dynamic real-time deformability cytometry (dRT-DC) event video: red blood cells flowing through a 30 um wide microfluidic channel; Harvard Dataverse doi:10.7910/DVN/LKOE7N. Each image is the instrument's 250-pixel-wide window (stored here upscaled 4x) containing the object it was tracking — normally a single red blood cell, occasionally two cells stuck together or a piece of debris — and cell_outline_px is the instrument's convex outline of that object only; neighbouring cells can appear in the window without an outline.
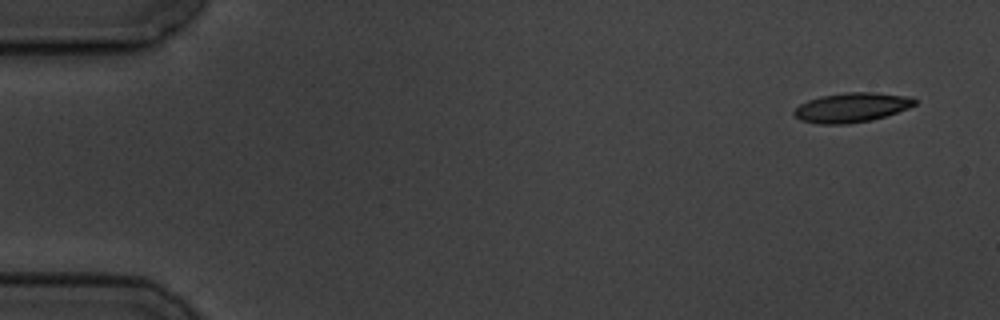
{"species": "common noctule bat (a hibernating species)", "species_latin": "Nyctalus noctula", "temperature_condition": "cold", "stored_images_in_passage": 4, "camera_frame_rate_fps": 3000, "um_per_image_px": 0.085, "animal": {"sex": "male", "body_mass_g": 19.5, "forearm_length_mm": 54.6}, "frame": {"image": 1, "passage_image": 1, "time_ms": 0.0, "image_size_px": [1000, 320], "cell_outline_px": [[916, 104], [908, 108], [872, 120], [848, 124], [816, 124], [800, 120], [792, 112], [800, 104], [808, 100], [820, 96], [848, 92], [872, 92], [912, 96], [916, 100]], "centroid_in_image_um": [72.38, 9.13], "position_along_channel_um": 12.6, "area_um2": 20.81}}
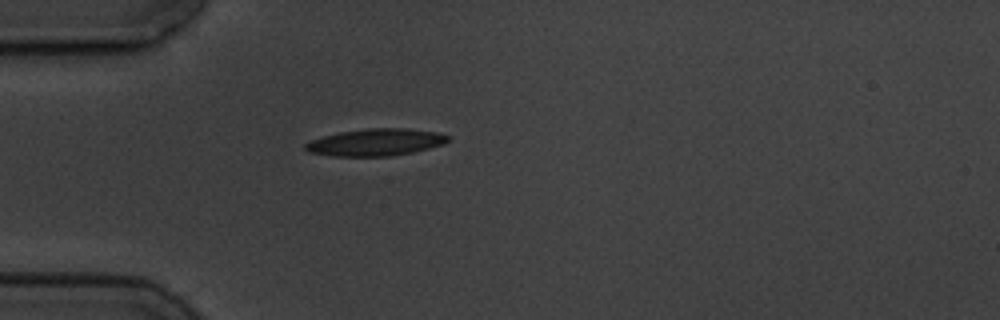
{"frame": {"image": 2, "passage_image": 4, "time_ms": 4.333, "image_size_px": [1000, 320], "cell_outline_px": [[448, 140], [444, 144], [412, 152], [392, 156], [332, 156], [308, 152], [304, 148], [304, 144], [312, 140], [324, 136], [340, 132], [368, 128], [408, 128], [436, 132], [448, 136]], "centroid_in_image_um": [31.91, 12.09], "position_along_channel_um": 53.1, "area_um2": 22.37}}